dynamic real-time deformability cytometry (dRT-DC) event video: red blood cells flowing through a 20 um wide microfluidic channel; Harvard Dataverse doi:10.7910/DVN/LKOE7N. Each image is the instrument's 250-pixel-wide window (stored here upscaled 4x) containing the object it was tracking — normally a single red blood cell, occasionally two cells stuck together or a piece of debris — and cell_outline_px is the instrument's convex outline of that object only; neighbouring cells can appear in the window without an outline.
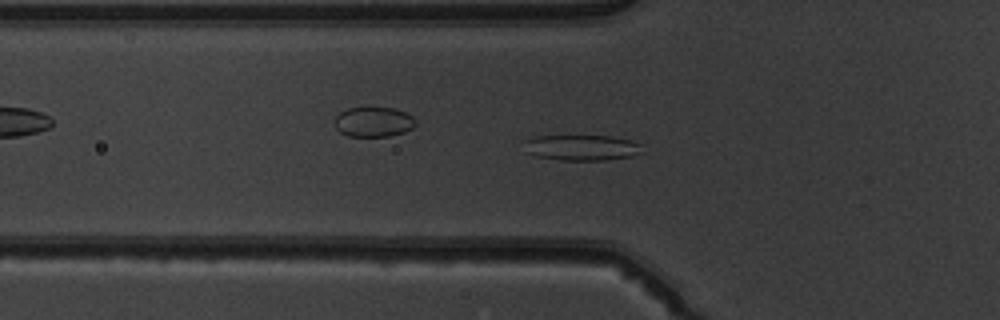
{"species": "common noctule bat (a hibernating species)", "species_latin": "Nyctalus noctula", "temperature_condition": "warm", "stored_images_in_passage": 49, "camera_frame_rate_fps": 3000, "um_per_image_px": 0.085, "animal": {"sex": "male", "body_mass_g": 19.5, "forearm_length_mm": 54.6}, "frame": {"image": 1, "passage_image": 15, "time_ms": 4.667, "image_size_px": [1000, 320], "cell_outline_px": [[644, 152], [632, 156], [608, 160], [560, 160], [536, 156], [528, 152], [524, 140], [536, 136], [612, 136], [632, 140], [640, 144]], "centroid_in_image_um": [49.51, 12.55], "position_along_channel_um": 76.3, "area_um2": 17.69}, "authors_computed_cell_mechanics": {"area_um2": 18.496, "velocity_mm_per_s": 3.9899, "shape_relaxation_time_tau1_ms": null, "shape_relaxation_time_tau2_ms": 3.0209, "deformation_change_tau1": null, "deformation_change_tau2": 0.0885}}